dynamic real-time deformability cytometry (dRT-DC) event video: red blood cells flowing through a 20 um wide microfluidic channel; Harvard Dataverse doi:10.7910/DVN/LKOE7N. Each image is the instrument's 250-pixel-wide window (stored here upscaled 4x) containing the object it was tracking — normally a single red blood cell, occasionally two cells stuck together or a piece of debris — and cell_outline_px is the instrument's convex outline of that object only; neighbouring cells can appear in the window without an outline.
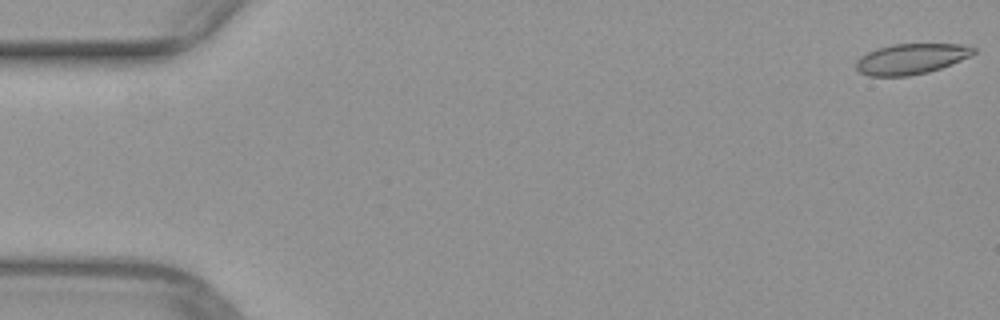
{"species": "common noctule bat (a hibernating species)", "species_latin": "Nyctalus noctula", "temperature_condition": "warm", "stored_images_in_passage": 52, "segment_of_instrument_passage": [1, 2], "camera_frame_rate_fps": 3000, "um_per_image_px": 0.085, "animal": {"sex": "female", "body_mass_g": 29.2, "forearm_length_mm": 56.3}, "frame": {"image": 1, "passage_image": 1, "time_ms": 0.0, "image_size_px": [1000, 320], "cell_outline_px": [[976, 52], [960, 60], [940, 68], [928, 72], [908, 76], [868, 76], [860, 72], [856, 68], [856, 60], [860, 56], [868, 52], [892, 44], [964, 44], [976, 48]], "centroid_in_image_um": [77.43, 5.0], "position_along_channel_um": 7.6, "area_um2": 20.75}}
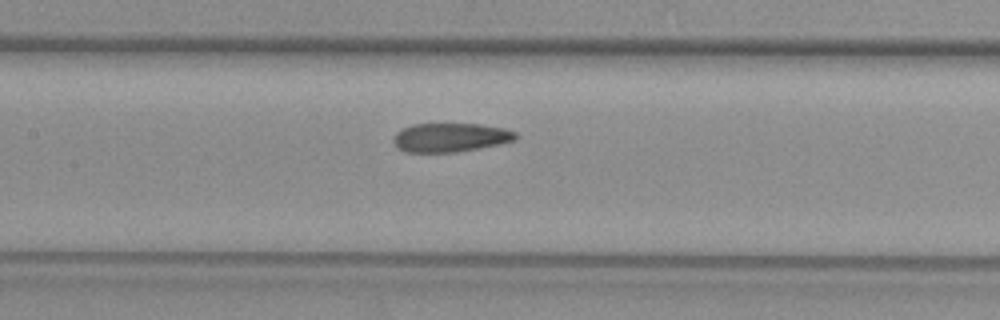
{"frame": {"image": 2, "passage_image": 24, "time_ms": 7.667, "image_size_px": [1000, 320], "cell_outline_px": [[520, 136], [516, 140], [456, 152], [404, 152], [396, 148], [392, 140], [396, 132], [412, 124], [480, 124], [504, 128], [516, 132]], "centroid_in_image_um": [38.26, 11.68], "position_along_channel_um": 169.1, "area_um2": 20.58}}
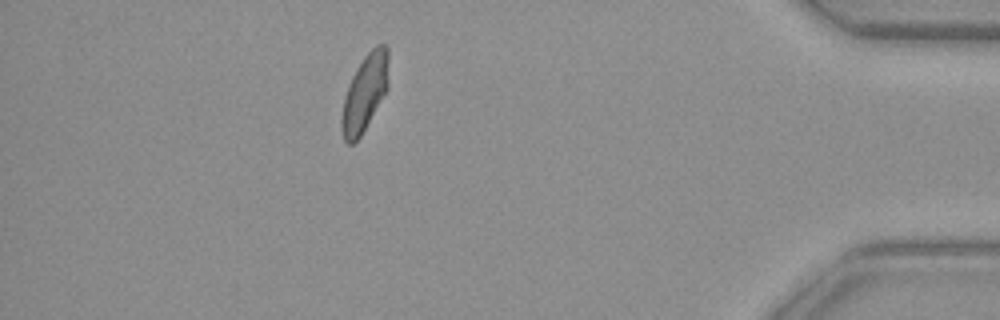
{"frame": {"image": 3, "passage_image": 45, "time_ms": 14.667, "image_size_px": [1000, 320], "cell_outline_px": [[388, 88], [360, 136], [352, 144], [348, 144], [344, 140], [340, 128], [340, 120], [344, 96], [348, 84], [356, 68], [364, 56], [376, 44], [384, 44], [388, 48]], "centroid_in_image_um": [30.98, 7.88], "position_along_channel_um": 404.2, "area_um2": 20.98}}